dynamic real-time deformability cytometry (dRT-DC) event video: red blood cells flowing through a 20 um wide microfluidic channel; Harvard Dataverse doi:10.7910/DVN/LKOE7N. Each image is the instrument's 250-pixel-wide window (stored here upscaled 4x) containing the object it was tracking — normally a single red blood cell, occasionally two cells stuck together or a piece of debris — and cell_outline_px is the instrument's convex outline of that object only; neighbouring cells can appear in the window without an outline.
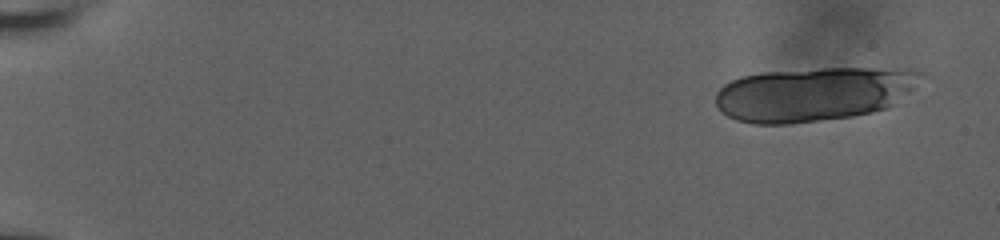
{"species": "human", "species_latin": "Homo sapiens", "temperature_condition": "room temperature", "stored_images_in_passage": 30, "camera_frame_rate_fps": 3000, "um_per_image_px": 0.085, "donor": {"sex": "male"}, "frame": {"image": 1, "passage_image": 1, "time_ms": 0.0, "image_size_px": [1000, 240], "cell_outline_px": [[928, 76], [888, 108], [872, 112], [852, 116], [788, 124], [752, 124], [736, 120], [728, 116], [716, 104], [716, 92], [724, 84], [740, 76], [764, 72], [820, 68], [912, 68], [924, 72]], "centroid_in_image_um": [69.21, 7.97], "position_along_channel_um": 15.8, "area_um2": 65.08}}